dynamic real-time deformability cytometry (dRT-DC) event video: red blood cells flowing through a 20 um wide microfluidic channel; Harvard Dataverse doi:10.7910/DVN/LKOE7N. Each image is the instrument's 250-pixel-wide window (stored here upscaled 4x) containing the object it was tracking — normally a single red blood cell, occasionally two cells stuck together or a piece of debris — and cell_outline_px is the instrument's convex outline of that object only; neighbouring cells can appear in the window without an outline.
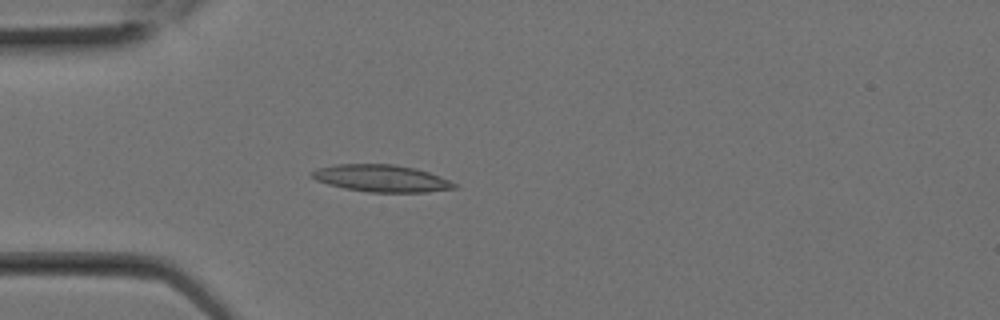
{"species": "Egyptian fruit bat (a non-hibernating species)", "species_latin": "Rousettus aegyptiacus", "temperature_condition": "room temperature", "stored_images_in_passage": 2, "camera_frame_rate_fps": 3000, "um_per_image_px": 0.085, "animal": {"sex": "female"}, "frame": {"image": 1, "passage_image": 2, "time_ms": 0.333, "image_size_px": [1000, 320], "cell_outline_px": [[460, 188], [428, 192], [368, 192], [344, 188], [328, 184], [316, 180], [308, 172], [316, 168], [336, 164], [392, 164], [416, 168], [428, 172], [460, 184]], "centroid_in_image_um": [32.45, 15.16], "position_along_channel_um": 52.6, "area_um2": 22.72}}